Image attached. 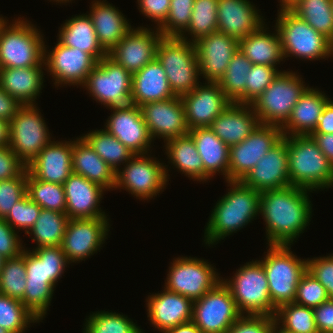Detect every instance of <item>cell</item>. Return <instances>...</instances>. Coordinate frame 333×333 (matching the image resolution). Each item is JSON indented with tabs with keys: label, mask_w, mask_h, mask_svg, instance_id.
Returning <instances> with one entry per match:
<instances>
[{
	"label": "cell",
	"mask_w": 333,
	"mask_h": 333,
	"mask_svg": "<svg viewBox=\"0 0 333 333\" xmlns=\"http://www.w3.org/2000/svg\"><path fill=\"white\" fill-rule=\"evenodd\" d=\"M310 192L293 185L261 192L259 215L266 225L268 245H292L304 233L313 212Z\"/></svg>",
	"instance_id": "6da1fadb"
},
{
	"label": "cell",
	"mask_w": 333,
	"mask_h": 333,
	"mask_svg": "<svg viewBox=\"0 0 333 333\" xmlns=\"http://www.w3.org/2000/svg\"><path fill=\"white\" fill-rule=\"evenodd\" d=\"M69 264L61 246L25 249L26 287L21 301L40 321L46 317L55 285Z\"/></svg>",
	"instance_id": "7a4b0ae2"
},
{
	"label": "cell",
	"mask_w": 333,
	"mask_h": 333,
	"mask_svg": "<svg viewBox=\"0 0 333 333\" xmlns=\"http://www.w3.org/2000/svg\"><path fill=\"white\" fill-rule=\"evenodd\" d=\"M228 191L212 209L204 231L207 246L218 244L259 216L261 192L245 186L241 181H226Z\"/></svg>",
	"instance_id": "3957f363"
},
{
	"label": "cell",
	"mask_w": 333,
	"mask_h": 333,
	"mask_svg": "<svg viewBox=\"0 0 333 333\" xmlns=\"http://www.w3.org/2000/svg\"><path fill=\"white\" fill-rule=\"evenodd\" d=\"M288 170L293 186L311 191L333 187V165L310 135L288 136Z\"/></svg>",
	"instance_id": "277c9868"
},
{
	"label": "cell",
	"mask_w": 333,
	"mask_h": 333,
	"mask_svg": "<svg viewBox=\"0 0 333 333\" xmlns=\"http://www.w3.org/2000/svg\"><path fill=\"white\" fill-rule=\"evenodd\" d=\"M44 34L27 19L0 24V68L45 66Z\"/></svg>",
	"instance_id": "5b68a950"
},
{
	"label": "cell",
	"mask_w": 333,
	"mask_h": 333,
	"mask_svg": "<svg viewBox=\"0 0 333 333\" xmlns=\"http://www.w3.org/2000/svg\"><path fill=\"white\" fill-rule=\"evenodd\" d=\"M267 254L258 260L266 272L272 304L279 306L294 302L297 285L307 271V259L298 258L291 245H268Z\"/></svg>",
	"instance_id": "8992f818"
},
{
	"label": "cell",
	"mask_w": 333,
	"mask_h": 333,
	"mask_svg": "<svg viewBox=\"0 0 333 333\" xmlns=\"http://www.w3.org/2000/svg\"><path fill=\"white\" fill-rule=\"evenodd\" d=\"M232 278L221 280L229 288L238 311L242 315L274 317L268 280L263 265L258 260L246 262L236 269Z\"/></svg>",
	"instance_id": "52a82bcc"
},
{
	"label": "cell",
	"mask_w": 333,
	"mask_h": 333,
	"mask_svg": "<svg viewBox=\"0 0 333 333\" xmlns=\"http://www.w3.org/2000/svg\"><path fill=\"white\" fill-rule=\"evenodd\" d=\"M275 27L279 32L284 59L316 61L332 56V44L291 9L278 10Z\"/></svg>",
	"instance_id": "ba28073f"
},
{
	"label": "cell",
	"mask_w": 333,
	"mask_h": 333,
	"mask_svg": "<svg viewBox=\"0 0 333 333\" xmlns=\"http://www.w3.org/2000/svg\"><path fill=\"white\" fill-rule=\"evenodd\" d=\"M156 59L165 70L176 96L191 92L199 83V67L193 42L180 37L162 36L156 48Z\"/></svg>",
	"instance_id": "9c48e42d"
},
{
	"label": "cell",
	"mask_w": 333,
	"mask_h": 333,
	"mask_svg": "<svg viewBox=\"0 0 333 333\" xmlns=\"http://www.w3.org/2000/svg\"><path fill=\"white\" fill-rule=\"evenodd\" d=\"M309 87L296 72L281 71L252 103L260 124L279 126L286 123L300 96Z\"/></svg>",
	"instance_id": "30bf717a"
},
{
	"label": "cell",
	"mask_w": 333,
	"mask_h": 333,
	"mask_svg": "<svg viewBox=\"0 0 333 333\" xmlns=\"http://www.w3.org/2000/svg\"><path fill=\"white\" fill-rule=\"evenodd\" d=\"M82 87L107 109L131 104L132 74L108 55L97 63Z\"/></svg>",
	"instance_id": "8fae6325"
},
{
	"label": "cell",
	"mask_w": 333,
	"mask_h": 333,
	"mask_svg": "<svg viewBox=\"0 0 333 333\" xmlns=\"http://www.w3.org/2000/svg\"><path fill=\"white\" fill-rule=\"evenodd\" d=\"M116 172V189H124L139 200H149L166 189L169 165L147 154H135ZM167 166V168H166Z\"/></svg>",
	"instance_id": "7c38bea8"
},
{
	"label": "cell",
	"mask_w": 333,
	"mask_h": 333,
	"mask_svg": "<svg viewBox=\"0 0 333 333\" xmlns=\"http://www.w3.org/2000/svg\"><path fill=\"white\" fill-rule=\"evenodd\" d=\"M39 110L23 105L9 122V147L26 166L52 141Z\"/></svg>",
	"instance_id": "4fadbf2b"
},
{
	"label": "cell",
	"mask_w": 333,
	"mask_h": 333,
	"mask_svg": "<svg viewBox=\"0 0 333 333\" xmlns=\"http://www.w3.org/2000/svg\"><path fill=\"white\" fill-rule=\"evenodd\" d=\"M173 259L163 287L168 291L195 301L221 281L222 277L208 260L191 256Z\"/></svg>",
	"instance_id": "5bb4252c"
},
{
	"label": "cell",
	"mask_w": 333,
	"mask_h": 333,
	"mask_svg": "<svg viewBox=\"0 0 333 333\" xmlns=\"http://www.w3.org/2000/svg\"><path fill=\"white\" fill-rule=\"evenodd\" d=\"M241 316L229 288L222 280L193 303L192 322L202 333H227Z\"/></svg>",
	"instance_id": "9a60e30c"
},
{
	"label": "cell",
	"mask_w": 333,
	"mask_h": 333,
	"mask_svg": "<svg viewBox=\"0 0 333 333\" xmlns=\"http://www.w3.org/2000/svg\"><path fill=\"white\" fill-rule=\"evenodd\" d=\"M108 220V217L68 220L61 248L69 263L76 264L102 249L110 231Z\"/></svg>",
	"instance_id": "2e32d148"
},
{
	"label": "cell",
	"mask_w": 333,
	"mask_h": 333,
	"mask_svg": "<svg viewBox=\"0 0 333 333\" xmlns=\"http://www.w3.org/2000/svg\"><path fill=\"white\" fill-rule=\"evenodd\" d=\"M98 61L89 53L78 48L66 47L57 41L52 51L44 46L45 70L52 75V81L59 85L82 86ZM71 84V85H70Z\"/></svg>",
	"instance_id": "e0dca14e"
},
{
	"label": "cell",
	"mask_w": 333,
	"mask_h": 333,
	"mask_svg": "<svg viewBox=\"0 0 333 333\" xmlns=\"http://www.w3.org/2000/svg\"><path fill=\"white\" fill-rule=\"evenodd\" d=\"M283 137L279 126L259 124L242 142L231 146L228 181H241Z\"/></svg>",
	"instance_id": "ac0fdd59"
},
{
	"label": "cell",
	"mask_w": 333,
	"mask_h": 333,
	"mask_svg": "<svg viewBox=\"0 0 333 333\" xmlns=\"http://www.w3.org/2000/svg\"><path fill=\"white\" fill-rule=\"evenodd\" d=\"M200 84L191 92L180 96L189 130L210 127L232 103L217 82L206 81Z\"/></svg>",
	"instance_id": "d6986e66"
},
{
	"label": "cell",
	"mask_w": 333,
	"mask_h": 333,
	"mask_svg": "<svg viewBox=\"0 0 333 333\" xmlns=\"http://www.w3.org/2000/svg\"><path fill=\"white\" fill-rule=\"evenodd\" d=\"M161 37V32L155 27L153 30L144 26L132 28L108 52V56L134 74L156 58V48Z\"/></svg>",
	"instance_id": "ffe728a7"
},
{
	"label": "cell",
	"mask_w": 333,
	"mask_h": 333,
	"mask_svg": "<svg viewBox=\"0 0 333 333\" xmlns=\"http://www.w3.org/2000/svg\"><path fill=\"white\" fill-rule=\"evenodd\" d=\"M241 182L259 192L291 186L288 170V136H284L262 156Z\"/></svg>",
	"instance_id": "44dd1931"
},
{
	"label": "cell",
	"mask_w": 333,
	"mask_h": 333,
	"mask_svg": "<svg viewBox=\"0 0 333 333\" xmlns=\"http://www.w3.org/2000/svg\"><path fill=\"white\" fill-rule=\"evenodd\" d=\"M140 110L153 141L156 137L165 142L189 134L180 96L146 103Z\"/></svg>",
	"instance_id": "7402d4cb"
},
{
	"label": "cell",
	"mask_w": 333,
	"mask_h": 333,
	"mask_svg": "<svg viewBox=\"0 0 333 333\" xmlns=\"http://www.w3.org/2000/svg\"><path fill=\"white\" fill-rule=\"evenodd\" d=\"M111 112L113 113L108 117L104 129L134 154H149L153 139L140 106L129 104L125 108L111 109Z\"/></svg>",
	"instance_id": "603a6c76"
},
{
	"label": "cell",
	"mask_w": 333,
	"mask_h": 333,
	"mask_svg": "<svg viewBox=\"0 0 333 333\" xmlns=\"http://www.w3.org/2000/svg\"><path fill=\"white\" fill-rule=\"evenodd\" d=\"M194 44L199 75L209 82L219 81L231 58L239 49V40L219 31L199 38Z\"/></svg>",
	"instance_id": "cb8c5ba5"
},
{
	"label": "cell",
	"mask_w": 333,
	"mask_h": 333,
	"mask_svg": "<svg viewBox=\"0 0 333 333\" xmlns=\"http://www.w3.org/2000/svg\"><path fill=\"white\" fill-rule=\"evenodd\" d=\"M63 141H51L27 165V171L34 178L63 185L70 177L73 173V141Z\"/></svg>",
	"instance_id": "d4e9b609"
},
{
	"label": "cell",
	"mask_w": 333,
	"mask_h": 333,
	"mask_svg": "<svg viewBox=\"0 0 333 333\" xmlns=\"http://www.w3.org/2000/svg\"><path fill=\"white\" fill-rule=\"evenodd\" d=\"M164 290L146 298L147 317L159 332L192 321L194 301L178 293Z\"/></svg>",
	"instance_id": "484cf974"
},
{
	"label": "cell",
	"mask_w": 333,
	"mask_h": 333,
	"mask_svg": "<svg viewBox=\"0 0 333 333\" xmlns=\"http://www.w3.org/2000/svg\"><path fill=\"white\" fill-rule=\"evenodd\" d=\"M63 186L69 219L108 217L99 204L106 191L100 185L72 173Z\"/></svg>",
	"instance_id": "4316f807"
},
{
	"label": "cell",
	"mask_w": 333,
	"mask_h": 333,
	"mask_svg": "<svg viewBox=\"0 0 333 333\" xmlns=\"http://www.w3.org/2000/svg\"><path fill=\"white\" fill-rule=\"evenodd\" d=\"M253 4L249 0H218V31L240 40L258 30L265 19Z\"/></svg>",
	"instance_id": "83f0119b"
},
{
	"label": "cell",
	"mask_w": 333,
	"mask_h": 333,
	"mask_svg": "<svg viewBox=\"0 0 333 333\" xmlns=\"http://www.w3.org/2000/svg\"><path fill=\"white\" fill-rule=\"evenodd\" d=\"M260 124L251 104L231 103L211 124V130L227 146L242 142Z\"/></svg>",
	"instance_id": "f1b7e54d"
},
{
	"label": "cell",
	"mask_w": 333,
	"mask_h": 333,
	"mask_svg": "<svg viewBox=\"0 0 333 333\" xmlns=\"http://www.w3.org/2000/svg\"><path fill=\"white\" fill-rule=\"evenodd\" d=\"M329 100L324 91L308 87L293 107L286 123L281 127L283 135H311Z\"/></svg>",
	"instance_id": "f546056e"
},
{
	"label": "cell",
	"mask_w": 333,
	"mask_h": 333,
	"mask_svg": "<svg viewBox=\"0 0 333 333\" xmlns=\"http://www.w3.org/2000/svg\"><path fill=\"white\" fill-rule=\"evenodd\" d=\"M93 26L102 48L108 53L133 28L123 13L106 0H94L90 6Z\"/></svg>",
	"instance_id": "4dcf8cb0"
},
{
	"label": "cell",
	"mask_w": 333,
	"mask_h": 333,
	"mask_svg": "<svg viewBox=\"0 0 333 333\" xmlns=\"http://www.w3.org/2000/svg\"><path fill=\"white\" fill-rule=\"evenodd\" d=\"M44 66L0 68V86L20 105H36L44 81Z\"/></svg>",
	"instance_id": "1f68e13d"
},
{
	"label": "cell",
	"mask_w": 333,
	"mask_h": 333,
	"mask_svg": "<svg viewBox=\"0 0 333 333\" xmlns=\"http://www.w3.org/2000/svg\"><path fill=\"white\" fill-rule=\"evenodd\" d=\"M175 96L169 85L165 70L156 58L138 72L132 74L131 104L141 106Z\"/></svg>",
	"instance_id": "d6a6232c"
},
{
	"label": "cell",
	"mask_w": 333,
	"mask_h": 333,
	"mask_svg": "<svg viewBox=\"0 0 333 333\" xmlns=\"http://www.w3.org/2000/svg\"><path fill=\"white\" fill-rule=\"evenodd\" d=\"M204 165V181L220 173L228 181L230 147L210 127L189 130Z\"/></svg>",
	"instance_id": "836d02e7"
},
{
	"label": "cell",
	"mask_w": 333,
	"mask_h": 333,
	"mask_svg": "<svg viewBox=\"0 0 333 333\" xmlns=\"http://www.w3.org/2000/svg\"><path fill=\"white\" fill-rule=\"evenodd\" d=\"M73 173L82 175L105 190H115V171L79 136L73 139Z\"/></svg>",
	"instance_id": "e575fe53"
},
{
	"label": "cell",
	"mask_w": 333,
	"mask_h": 333,
	"mask_svg": "<svg viewBox=\"0 0 333 333\" xmlns=\"http://www.w3.org/2000/svg\"><path fill=\"white\" fill-rule=\"evenodd\" d=\"M265 23L255 32L239 40V50L252 64L277 67L284 60L282 44L276 27L270 33ZM269 31V32H268Z\"/></svg>",
	"instance_id": "d590c367"
},
{
	"label": "cell",
	"mask_w": 333,
	"mask_h": 333,
	"mask_svg": "<svg viewBox=\"0 0 333 333\" xmlns=\"http://www.w3.org/2000/svg\"><path fill=\"white\" fill-rule=\"evenodd\" d=\"M57 39L66 47L91 54L98 62L108 55L98 41L91 17L86 13L66 19L59 29Z\"/></svg>",
	"instance_id": "8d00e7d4"
},
{
	"label": "cell",
	"mask_w": 333,
	"mask_h": 333,
	"mask_svg": "<svg viewBox=\"0 0 333 333\" xmlns=\"http://www.w3.org/2000/svg\"><path fill=\"white\" fill-rule=\"evenodd\" d=\"M169 164L189 179L204 182V165L192 137L187 134L164 142Z\"/></svg>",
	"instance_id": "74e56055"
},
{
	"label": "cell",
	"mask_w": 333,
	"mask_h": 333,
	"mask_svg": "<svg viewBox=\"0 0 333 333\" xmlns=\"http://www.w3.org/2000/svg\"><path fill=\"white\" fill-rule=\"evenodd\" d=\"M68 220L65 213L42 209L26 235L34 236L32 241L38 245L35 248L61 246Z\"/></svg>",
	"instance_id": "f35d334b"
},
{
	"label": "cell",
	"mask_w": 333,
	"mask_h": 333,
	"mask_svg": "<svg viewBox=\"0 0 333 333\" xmlns=\"http://www.w3.org/2000/svg\"><path fill=\"white\" fill-rule=\"evenodd\" d=\"M81 137L115 171L126 164L135 154L105 129H96Z\"/></svg>",
	"instance_id": "ab89813d"
},
{
	"label": "cell",
	"mask_w": 333,
	"mask_h": 333,
	"mask_svg": "<svg viewBox=\"0 0 333 333\" xmlns=\"http://www.w3.org/2000/svg\"><path fill=\"white\" fill-rule=\"evenodd\" d=\"M274 319L276 333H319L311 307L286 303L276 309Z\"/></svg>",
	"instance_id": "60d3db41"
},
{
	"label": "cell",
	"mask_w": 333,
	"mask_h": 333,
	"mask_svg": "<svg viewBox=\"0 0 333 333\" xmlns=\"http://www.w3.org/2000/svg\"><path fill=\"white\" fill-rule=\"evenodd\" d=\"M253 64L238 51L231 58L224 75L217 82L232 103L245 104L246 74Z\"/></svg>",
	"instance_id": "b9f144b4"
},
{
	"label": "cell",
	"mask_w": 333,
	"mask_h": 333,
	"mask_svg": "<svg viewBox=\"0 0 333 333\" xmlns=\"http://www.w3.org/2000/svg\"><path fill=\"white\" fill-rule=\"evenodd\" d=\"M291 10L331 43L333 42L331 0H299Z\"/></svg>",
	"instance_id": "7bdbcfd3"
},
{
	"label": "cell",
	"mask_w": 333,
	"mask_h": 333,
	"mask_svg": "<svg viewBox=\"0 0 333 333\" xmlns=\"http://www.w3.org/2000/svg\"><path fill=\"white\" fill-rule=\"evenodd\" d=\"M217 7L218 0H195L189 26L180 38L194 43L203 36L217 32Z\"/></svg>",
	"instance_id": "ee69618b"
},
{
	"label": "cell",
	"mask_w": 333,
	"mask_h": 333,
	"mask_svg": "<svg viewBox=\"0 0 333 333\" xmlns=\"http://www.w3.org/2000/svg\"><path fill=\"white\" fill-rule=\"evenodd\" d=\"M27 194L42 209L66 214L64 186L34 178L27 171Z\"/></svg>",
	"instance_id": "f6af8a7d"
},
{
	"label": "cell",
	"mask_w": 333,
	"mask_h": 333,
	"mask_svg": "<svg viewBox=\"0 0 333 333\" xmlns=\"http://www.w3.org/2000/svg\"><path fill=\"white\" fill-rule=\"evenodd\" d=\"M40 320L32 314L21 300L0 294V327L11 333H24L30 323Z\"/></svg>",
	"instance_id": "bcb514c9"
},
{
	"label": "cell",
	"mask_w": 333,
	"mask_h": 333,
	"mask_svg": "<svg viewBox=\"0 0 333 333\" xmlns=\"http://www.w3.org/2000/svg\"><path fill=\"white\" fill-rule=\"evenodd\" d=\"M88 317L83 333H135L140 328L123 313L104 310L92 312Z\"/></svg>",
	"instance_id": "7dc6e473"
},
{
	"label": "cell",
	"mask_w": 333,
	"mask_h": 333,
	"mask_svg": "<svg viewBox=\"0 0 333 333\" xmlns=\"http://www.w3.org/2000/svg\"><path fill=\"white\" fill-rule=\"evenodd\" d=\"M26 287L25 249L16 258L6 259L0 272V294L22 300Z\"/></svg>",
	"instance_id": "c3c4849f"
},
{
	"label": "cell",
	"mask_w": 333,
	"mask_h": 333,
	"mask_svg": "<svg viewBox=\"0 0 333 333\" xmlns=\"http://www.w3.org/2000/svg\"><path fill=\"white\" fill-rule=\"evenodd\" d=\"M195 0H171L168 17L158 28L162 36L180 37L188 28Z\"/></svg>",
	"instance_id": "681fc988"
},
{
	"label": "cell",
	"mask_w": 333,
	"mask_h": 333,
	"mask_svg": "<svg viewBox=\"0 0 333 333\" xmlns=\"http://www.w3.org/2000/svg\"><path fill=\"white\" fill-rule=\"evenodd\" d=\"M280 72L277 67L253 64L246 74L245 104H251L259 97Z\"/></svg>",
	"instance_id": "f907efd6"
},
{
	"label": "cell",
	"mask_w": 333,
	"mask_h": 333,
	"mask_svg": "<svg viewBox=\"0 0 333 333\" xmlns=\"http://www.w3.org/2000/svg\"><path fill=\"white\" fill-rule=\"evenodd\" d=\"M41 210L42 208L26 194L13 205L4 219L15 231L16 229L24 230L27 234L36 222Z\"/></svg>",
	"instance_id": "816d5d0a"
},
{
	"label": "cell",
	"mask_w": 333,
	"mask_h": 333,
	"mask_svg": "<svg viewBox=\"0 0 333 333\" xmlns=\"http://www.w3.org/2000/svg\"><path fill=\"white\" fill-rule=\"evenodd\" d=\"M328 299L325 287L307 270L297 285L294 303L315 308Z\"/></svg>",
	"instance_id": "f5cc1de1"
},
{
	"label": "cell",
	"mask_w": 333,
	"mask_h": 333,
	"mask_svg": "<svg viewBox=\"0 0 333 333\" xmlns=\"http://www.w3.org/2000/svg\"><path fill=\"white\" fill-rule=\"evenodd\" d=\"M27 194V169L13 179L0 181V218H4L13 207Z\"/></svg>",
	"instance_id": "db71d44e"
},
{
	"label": "cell",
	"mask_w": 333,
	"mask_h": 333,
	"mask_svg": "<svg viewBox=\"0 0 333 333\" xmlns=\"http://www.w3.org/2000/svg\"><path fill=\"white\" fill-rule=\"evenodd\" d=\"M227 333H276L275 319L270 316L242 315Z\"/></svg>",
	"instance_id": "11a10c76"
},
{
	"label": "cell",
	"mask_w": 333,
	"mask_h": 333,
	"mask_svg": "<svg viewBox=\"0 0 333 333\" xmlns=\"http://www.w3.org/2000/svg\"><path fill=\"white\" fill-rule=\"evenodd\" d=\"M307 270L325 287L333 299V253L324 257L307 259Z\"/></svg>",
	"instance_id": "9f6ffc18"
},
{
	"label": "cell",
	"mask_w": 333,
	"mask_h": 333,
	"mask_svg": "<svg viewBox=\"0 0 333 333\" xmlns=\"http://www.w3.org/2000/svg\"><path fill=\"white\" fill-rule=\"evenodd\" d=\"M17 233L4 218H0V256L3 258H16L24 251Z\"/></svg>",
	"instance_id": "6f0895ef"
},
{
	"label": "cell",
	"mask_w": 333,
	"mask_h": 333,
	"mask_svg": "<svg viewBox=\"0 0 333 333\" xmlns=\"http://www.w3.org/2000/svg\"><path fill=\"white\" fill-rule=\"evenodd\" d=\"M26 167L9 146L0 147V181L19 177Z\"/></svg>",
	"instance_id": "680465c9"
},
{
	"label": "cell",
	"mask_w": 333,
	"mask_h": 333,
	"mask_svg": "<svg viewBox=\"0 0 333 333\" xmlns=\"http://www.w3.org/2000/svg\"><path fill=\"white\" fill-rule=\"evenodd\" d=\"M171 0H137L139 12L159 28L167 19Z\"/></svg>",
	"instance_id": "91938a15"
},
{
	"label": "cell",
	"mask_w": 333,
	"mask_h": 333,
	"mask_svg": "<svg viewBox=\"0 0 333 333\" xmlns=\"http://www.w3.org/2000/svg\"><path fill=\"white\" fill-rule=\"evenodd\" d=\"M315 324L319 333H333V299L313 308Z\"/></svg>",
	"instance_id": "94428289"
},
{
	"label": "cell",
	"mask_w": 333,
	"mask_h": 333,
	"mask_svg": "<svg viewBox=\"0 0 333 333\" xmlns=\"http://www.w3.org/2000/svg\"><path fill=\"white\" fill-rule=\"evenodd\" d=\"M13 97L5 92L0 86V118L10 122L17 110L21 107Z\"/></svg>",
	"instance_id": "6125c7cd"
},
{
	"label": "cell",
	"mask_w": 333,
	"mask_h": 333,
	"mask_svg": "<svg viewBox=\"0 0 333 333\" xmlns=\"http://www.w3.org/2000/svg\"><path fill=\"white\" fill-rule=\"evenodd\" d=\"M313 133H333V101L331 99L325 105Z\"/></svg>",
	"instance_id": "be15d7a7"
},
{
	"label": "cell",
	"mask_w": 333,
	"mask_h": 333,
	"mask_svg": "<svg viewBox=\"0 0 333 333\" xmlns=\"http://www.w3.org/2000/svg\"><path fill=\"white\" fill-rule=\"evenodd\" d=\"M310 136L333 165V133H312Z\"/></svg>",
	"instance_id": "e7e4bbea"
},
{
	"label": "cell",
	"mask_w": 333,
	"mask_h": 333,
	"mask_svg": "<svg viewBox=\"0 0 333 333\" xmlns=\"http://www.w3.org/2000/svg\"><path fill=\"white\" fill-rule=\"evenodd\" d=\"M163 333H202V330L192 321L177 325L165 330Z\"/></svg>",
	"instance_id": "03108f58"
},
{
	"label": "cell",
	"mask_w": 333,
	"mask_h": 333,
	"mask_svg": "<svg viewBox=\"0 0 333 333\" xmlns=\"http://www.w3.org/2000/svg\"><path fill=\"white\" fill-rule=\"evenodd\" d=\"M9 146V122L0 118V147Z\"/></svg>",
	"instance_id": "003e7915"
},
{
	"label": "cell",
	"mask_w": 333,
	"mask_h": 333,
	"mask_svg": "<svg viewBox=\"0 0 333 333\" xmlns=\"http://www.w3.org/2000/svg\"><path fill=\"white\" fill-rule=\"evenodd\" d=\"M299 0H280L279 10L291 9Z\"/></svg>",
	"instance_id": "a7ac6f4b"
},
{
	"label": "cell",
	"mask_w": 333,
	"mask_h": 333,
	"mask_svg": "<svg viewBox=\"0 0 333 333\" xmlns=\"http://www.w3.org/2000/svg\"><path fill=\"white\" fill-rule=\"evenodd\" d=\"M51 1H53V2H57V3H60V4H65L66 5V3H70V2H72L73 0H50V2Z\"/></svg>",
	"instance_id": "89a4df30"
},
{
	"label": "cell",
	"mask_w": 333,
	"mask_h": 333,
	"mask_svg": "<svg viewBox=\"0 0 333 333\" xmlns=\"http://www.w3.org/2000/svg\"><path fill=\"white\" fill-rule=\"evenodd\" d=\"M5 260H6L5 258H3L2 256H0V272H1L2 268H3V264H4Z\"/></svg>",
	"instance_id": "2644e50d"
},
{
	"label": "cell",
	"mask_w": 333,
	"mask_h": 333,
	"mask_svg": "<svg viewBox=\"0 0 333 333\" xmlns=\"http://www.w3.org/2000/svg\"><path fill=\"white\" fill-rule=\"evenodd\" d=\"M0 333H11V332L6 330L5 328L0 327Z\"/></svg>",
	"instance_id": "8c879c8a"
},
{
	"label": "cell",
	"mask_w": 333,
	"mask_h": 333,
	"mask_svg": "<svg viewBox=\"0 0 333 333\" xmlns=\"http://www.w3.org/2000/svg\"><path fill=\"white\" fill-rule=\"evenodd\" d=\"M135 333H145V332L139 328Z\"/></svg>",
	"instance_id": "753ad0ef"
},
{
	"label": "cell",
	"mask_w": 333,
	"mask_h": 333,
	"mask_svg": "<svg viewBox=\"0 0 333 333\" xmlns=\"http://www.w3.org/2000/svg\"><path fill=\"white\" fill-rule=\"evenodd\" d=\"M4 17L0 15V24L4 21Z\"/></svg>",
	"instance_id": "34e18365"
},
{
	"label": "cell",
	"mask_w": 333,
	"mask_h": 333,
	"mask_svg": "<svg viewBox=\"0 0 333 333\" xmlns=\"http://www.w3.org/2000/svg\"><path fill=\"white\" fill-rule=\"evenodd\" d=\"M331 44H332V57H333V42Z\"/></svg>",
	"instance_id": "11e5206c"
}]
</instances>
